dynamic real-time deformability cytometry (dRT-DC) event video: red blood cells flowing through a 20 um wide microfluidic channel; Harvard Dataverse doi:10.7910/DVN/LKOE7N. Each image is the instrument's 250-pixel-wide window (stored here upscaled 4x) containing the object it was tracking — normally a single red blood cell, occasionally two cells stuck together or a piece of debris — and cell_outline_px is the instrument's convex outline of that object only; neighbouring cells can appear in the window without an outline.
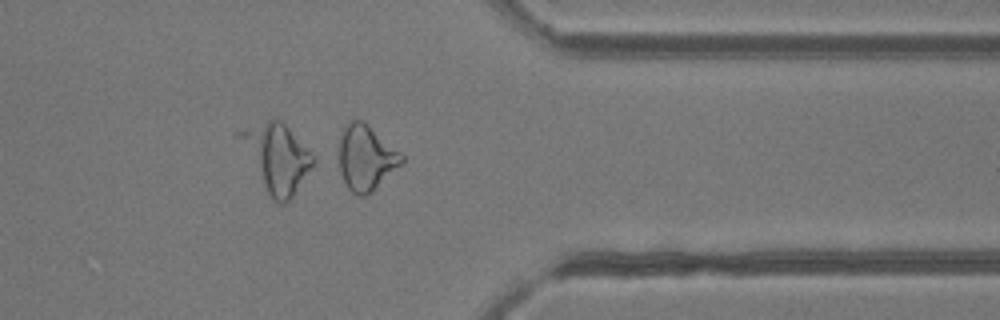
{"species": "common noctule bat (a hibernating species)", "species_latin": "Nyctalus noctula", "temperature_condition": "room temperature", "stored_images_in_passage": 22, "camera_frame_rate_fps": 3000, "um_per_image_px": 0.085, "animal": {"sex": "female"}, "frame": {"image": 1, "passage_image": 16, "time_ms": 5.0, "image_size_px": [1000, 320], "cell_outline_px": [[404, 160], [372, 192], [364, 196], [356, 196], [348, 188], [340, 172], [340, 136], [344, 124], [348, 120], [356, 116], [364, 120], [400, 152], [404, 156]], "centroid_in_image_um": [31.08, 13.35], "position_along_channel_um": 380.3, "area_um2": 23.99}}